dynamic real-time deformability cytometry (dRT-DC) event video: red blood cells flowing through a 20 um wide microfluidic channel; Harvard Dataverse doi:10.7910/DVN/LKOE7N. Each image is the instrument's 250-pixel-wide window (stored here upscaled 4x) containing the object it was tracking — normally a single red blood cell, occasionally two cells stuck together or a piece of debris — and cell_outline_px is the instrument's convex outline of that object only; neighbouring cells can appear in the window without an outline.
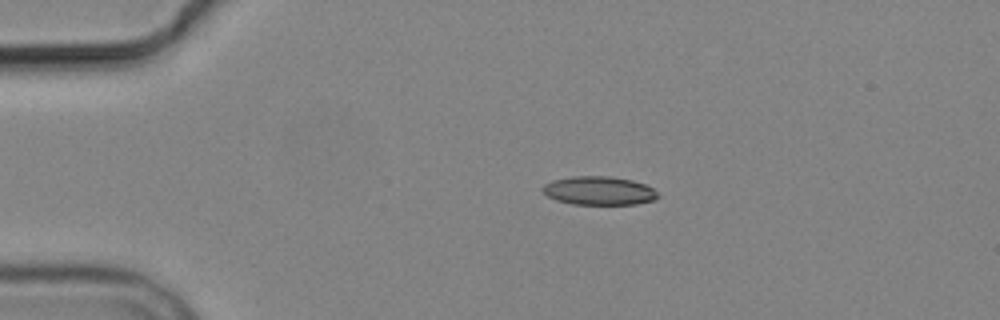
{"species": "common noctule bat (a hibernating species)", "species_latin": "Nyctalus noctula", "temperature_condition": "cold", "stored_images_in_passage": 4, "camera_frame_rate_fps": 3000, "um_per_image_px": 0.085, "animal": {"sex": "male", "body_mass_g": 19.2, "forearm_length_mm": 51.8}, "frame": {"image": 1, "passage_image": 3, "time_ms": 2.667, "image_size_px": [1000, 320], "cell_outline_px": [[660, 196], [656, 200], [636, 204], [572, 204], [556, 200], [548, 196], [540, 188], [544, 184], [552, 180], [572, 176], [612, 176], [632, 180], [644, 184], [652, 188]], "centroid_in_image_um": [50.91, 16.2], "position_along_channel_um": 34.1, "area_um2": 19.31}}